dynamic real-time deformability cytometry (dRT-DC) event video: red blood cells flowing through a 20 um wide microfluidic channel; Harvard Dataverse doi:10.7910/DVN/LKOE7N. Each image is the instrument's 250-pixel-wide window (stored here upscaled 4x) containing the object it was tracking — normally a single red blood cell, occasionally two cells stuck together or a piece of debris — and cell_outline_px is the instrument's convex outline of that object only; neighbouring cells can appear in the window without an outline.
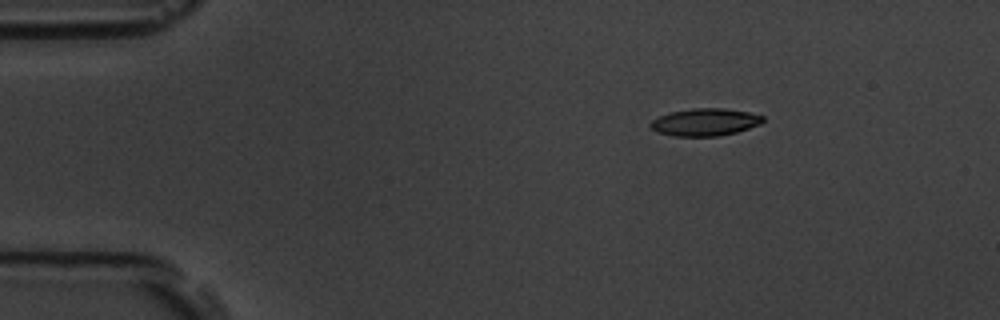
{"species": "common noctule bat (a hibernating species)", "species_latin": "Nyctalus noctula", "temperature_condition": "room temperature", "stored_images_in_passage": 47, "camera_frame_rate_fps": 3000, "um_per_image_px": 0.085, "animal": {"sex": "male", "body_mass_g": 19.5, "forearm_length_mm": 54.6}, "frame": {"image": 1, "passage_image": 1, "time_ms": 0.0, "image_size_px": [1000, 320], "cell_outline_px": [[764, 120], [760, 124], [736, 132], [720, 136], [676, 136], [660, 132], [652, 128], [648, 124], [652, 120], [668, 112], [692, 108], [724, 108], [748, 112], [764, 116]], "centroid_in_image_um": [59.93, 10.37], "position_along_channel_um": 25.1, "area_um2": 17.86}}
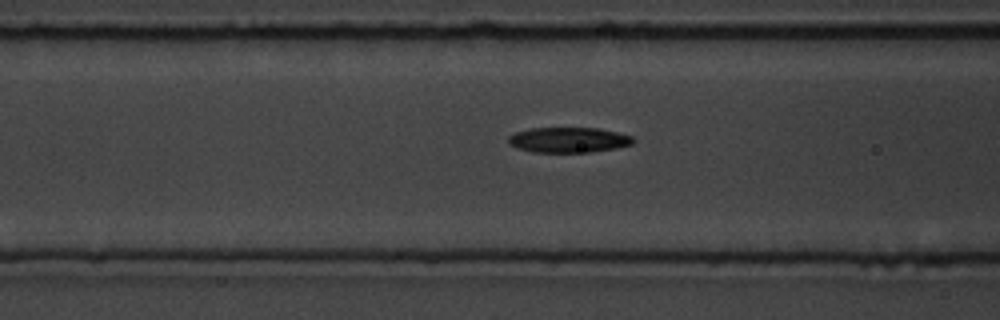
{"frame": {"image": 2, "passage_image": 14, "time_ms": 4.333, "image_size_px": [1000, 320], "cell_outline_px": [[636, 140], [632, 144], [616, 148], [588, 152], [532, 152], [516, 148], [508, 144], [508, 136], [516, 132], [528, 128], [600, 128], [632, 136]], "centroid_in_image_um": [48.3, 11.89], "position_along_channel_um": 118.3, "area_um2": 18.5}}
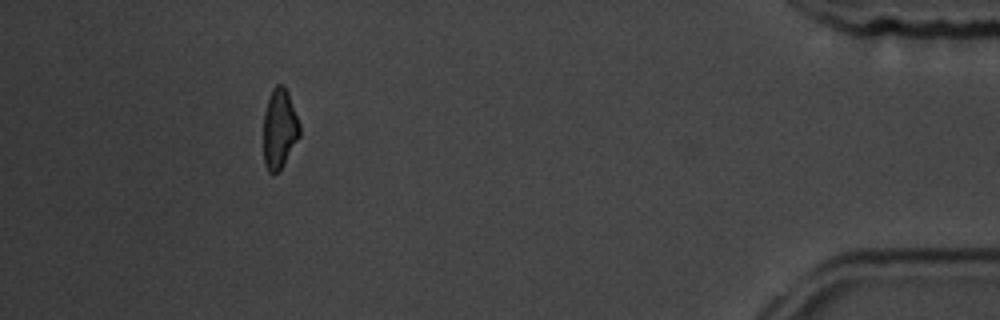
{"frame": {"image": 3, "passage_image": 42, "time_ms": 13.667, "image_size_px": [1000, 320], "cell_outline_px": [[300, 136], [280, 172], [272, 176], [268, 172], [264, 164], [264, 112], [268, 96], [272, 88], [276, 84], [284, 84], [288, 92], [300, 124]], "centroid_in_image_um": [23.75, 10.97], "position_along_channel_um": 411.4, "area_um2": 17.28}, "authors_computed_cell_mechanics": {"area_um2": 18.2648, "velocity_mm_per_s": 3.7846, "shape_relaxation_time_tau1_ms": 5.184, "shape_relaxation_time_tau2_ms": 5.4421, "deformation_change_tau1": 0.1556, "deformation_change_tau2": 0.1435}}